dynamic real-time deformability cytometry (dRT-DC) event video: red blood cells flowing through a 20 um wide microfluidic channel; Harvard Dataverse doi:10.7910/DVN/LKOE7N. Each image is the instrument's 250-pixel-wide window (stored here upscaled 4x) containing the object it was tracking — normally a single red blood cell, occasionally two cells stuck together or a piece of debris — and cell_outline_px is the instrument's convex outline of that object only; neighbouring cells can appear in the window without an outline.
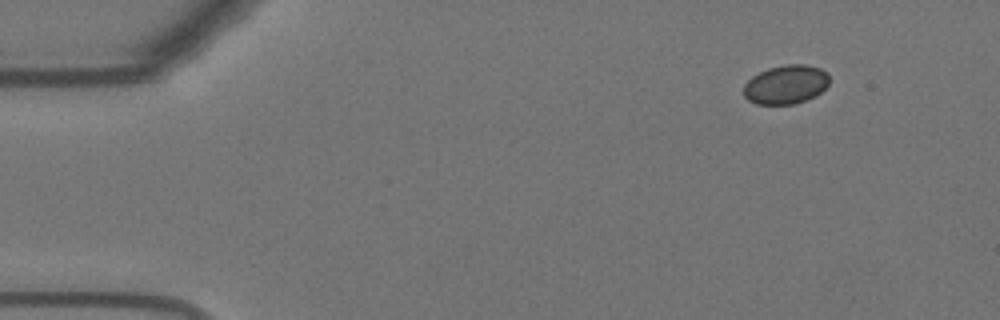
{"species": "Egyptian fruit bat (a non-hibernating species)", "species_latin": "Rousettus aegyptiacus", "temperature_condition": "warm", "stored_images_in_passage": 51, "camera_frame_rate_fps": 3000, "um_per_image_px": 0.085, "animal": {"sex": "female"}, "frame": {"image": 1, "passage_image": 1, "time_ms": 0.0, "image_size_px": [1000, 320], "cell_outline_px": [[828, 84], [820, 92], [804, 100], [792, 104], [756, 104], [748, 100], [744, 96], [744, 84], [752, 76], [768, 68], [784, 64], [804, 64], [820, 68], [828, 72]], "centroid_in_image_um": [66.77, 7.17], "position_along_channel_um": 18.2, "area_um2": 19.31}}
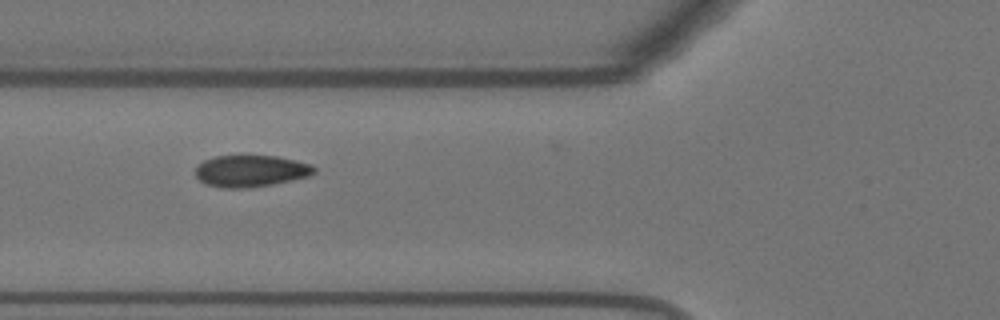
{"frame": {"image": 2, "passage_image": 16, "time_ms": 5.0, "image_size_px": [1000, 320], "cell_outline_px": [[316, 172], [308, 176], [272, 184], [248, 188], [224, 188], [204, 184], [196, 176], [196, 164], [204, 160], [216, 156], [240, 152], [276, 156], [296, 160], [312, 164], [316, 168]], "centroid_in_image_um": [21.28, 14.48], "position_along_channel_um": 104.5, "area_um2": 22.83}}
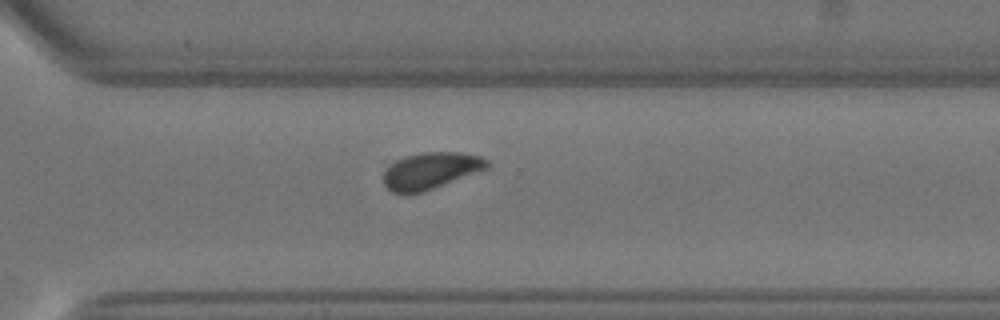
{"frame": {"image": 3, "passage_image": 35, "time_ms": 11.333, "image_size_px": [1000, 320], "cell_outline_px": [[488, 168], [424, 192], [404, 196], [392, 192], [384, 184], [384, 172], [396, 160], [404, 156], [424, 152], [460, 152], [484, 156], [488, 160]], "centroid_in_image_um": [36.61, 14.53], "position_along_channel_um": 334.0, "area_um2": 22.37}, "authors_computed_cell_mechanics": {"area_um2": 22.253, "velocity_mm_per_s": 3.6262, "shape_relaxation_time_tau1_ms": 2.2779, "shape_relaxation_time_tau2_ms": null, "deformation_change_tau1": 0.0929, "deformation_change_tau2": null}}